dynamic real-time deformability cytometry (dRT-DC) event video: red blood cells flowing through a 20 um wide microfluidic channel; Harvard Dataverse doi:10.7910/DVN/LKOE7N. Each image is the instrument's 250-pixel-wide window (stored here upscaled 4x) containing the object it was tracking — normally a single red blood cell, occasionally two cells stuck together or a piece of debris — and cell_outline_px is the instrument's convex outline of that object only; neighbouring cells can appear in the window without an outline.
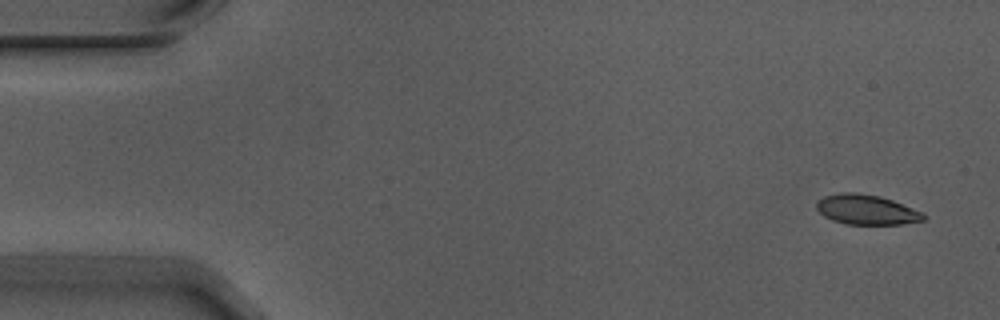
{"species": "Egyptian fruit bat (a non-hibernating species)", "species_latin": "Rousettus aegyptiacus", "temperature_condition": "warm", "stored_images_in_passage": 4, "camera_frame_rate_fps": 3000, "um_per_image_px": 0.085, "animal": {"sex": "male"}, "frame": {"image": 1, "passage_image": 1, "time_ms": 0.0, "image_size_px": [1000, 320], "cell_outline_px": [[924, 220], [900, 224], [848, 224], [832, 220], [824, 216], [816, 208], [816, 200], [824, 196], [840, 192], [856, 192], [880, 196], [892, 200], [924, 212]], "centroid_in_image_um": [73.62, 17.81], "position_along_channel_um": 11.4, "area_um2": 18.67}}
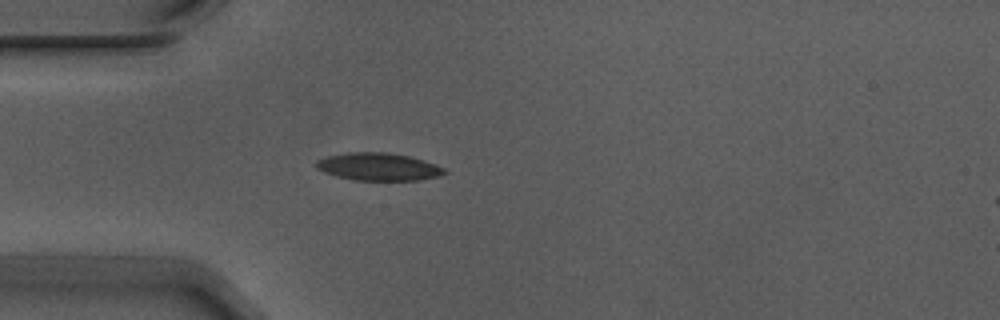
{"frame": {"image": 2, "passage_image": 4, "time_ms": 1.0, "image_size_px": [1000, 320], "cell_outline_px": [[448, 172], [436, 176], [420, 180], [356, 180], [336, 176], [324, 172], [316, 168], [316, 160], [324, 156], [348, 152], [388, 152], [408, 156], [424, 160], [436, 164], [444, 168]], "centroid_in_image_um": [32.14, 14.16], "position_along_channel_um": 52.9, "area_um2": 20.69}}